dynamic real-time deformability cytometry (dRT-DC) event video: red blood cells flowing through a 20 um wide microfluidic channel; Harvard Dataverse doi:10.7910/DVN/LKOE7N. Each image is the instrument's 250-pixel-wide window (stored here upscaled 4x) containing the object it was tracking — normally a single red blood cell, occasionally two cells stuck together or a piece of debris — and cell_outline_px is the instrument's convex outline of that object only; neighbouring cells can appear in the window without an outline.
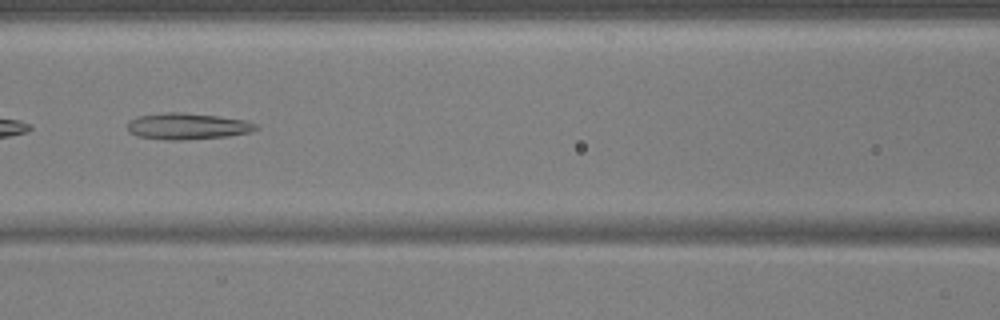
{"species": "common noctule bat (a hibernating species)", "species_latin": "Nyctalus noctula", "temperature_condition": "warm", "stored_images_in_passage": 41, "camera_frame_rate_fps": 3000, "um_per_image_px": 0.085, "animal": {"sex": "male", "body_mass_g": 17.9, "forearm_length_mm": 54.2}, "frame": {"image": 1, "passage_image": 12, "time_ms": 3.667, "image_size_px": [1000, 320], "cell_outline_px": [[260, 128], [252, 132], [228, 136], [180, 140], [164, 140], [136, 136], [128, 132], [128, 120], [140, 116], [164, 112], [184, 112], [216, 116], [244, 120], [256, 124]], "centroid_in_image_um": [15.91, 10.73], "position_along_channel_um": 150.7, "area_um2": 19.83}}
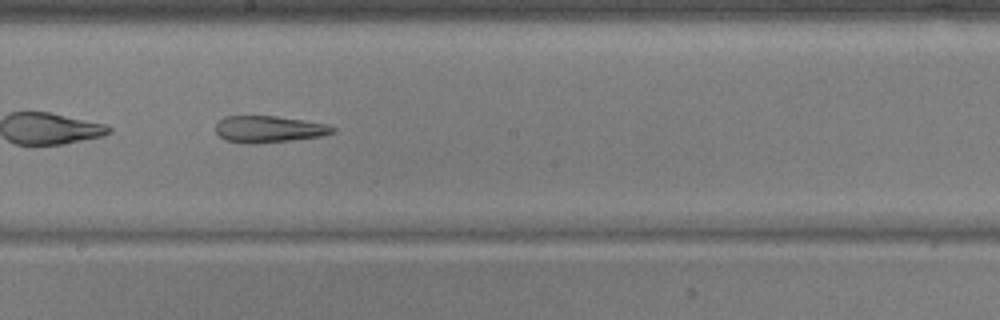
{"frame": {"image": 2, "passage_image": 18, "time_ms": 5.667, "image_size_px": [1000, 320], "cell_outline_px": [[336, 132], [320, 136], [256, 144], [252, 144], [228, 140], [220, 136], [216, 132], [216, 124], [224, 116], [276, 116], [304, 120], [324, 124], [336, 128]], "centroid_in_image_um": [22.85, 10.97], "position_along_channel_um": 225.4, "area_um2": 17.92}}
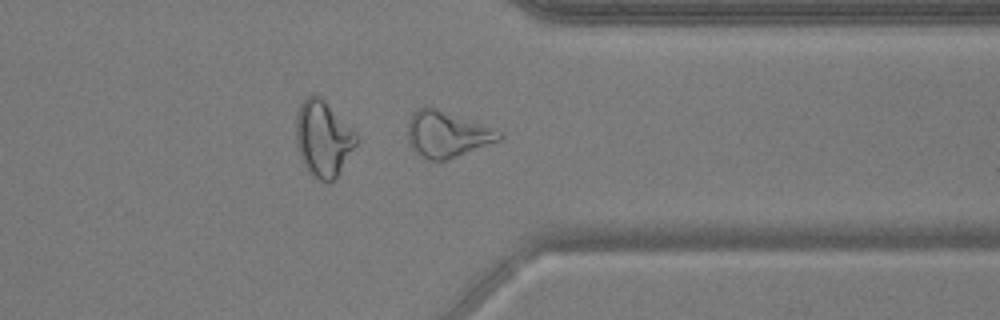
{"frame": {"image": 3, "passage_image": 30, "time_ms": 9.667, "image_size_px": [1000, 320], "cell_outline_px": [[504, 136], [500, 140], [448, 160], [428, 160], [412, 148], [408, 136], [408, 120], [412, 112], [416, 108], [424, 104], [436, 108], [480, 124], [500, 132]], "centroid_in_image_um": [37.94, 11.39], "position_along_channel_um": 373.5, "area_um2": 24.28}}